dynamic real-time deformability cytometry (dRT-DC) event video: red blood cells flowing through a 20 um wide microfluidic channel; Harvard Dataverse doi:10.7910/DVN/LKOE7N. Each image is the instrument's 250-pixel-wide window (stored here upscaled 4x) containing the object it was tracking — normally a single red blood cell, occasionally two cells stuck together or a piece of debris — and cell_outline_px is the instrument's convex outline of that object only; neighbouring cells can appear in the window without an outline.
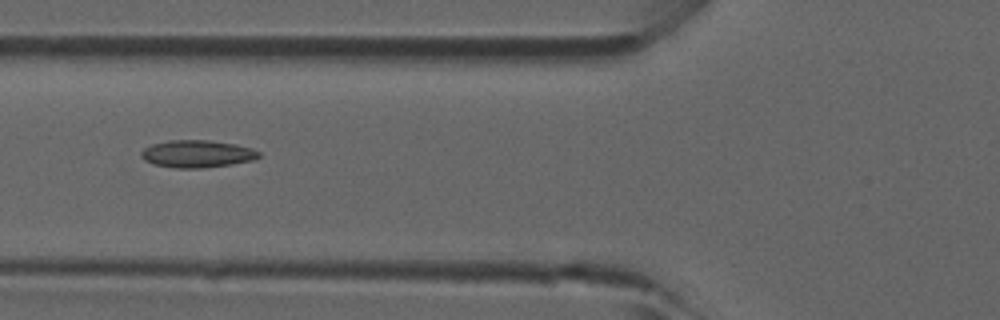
{"species": "common noctule bat (a hibernating species)", "species_latin": "Nyctalus noctula", "temperature_condition": "room temperature", "stored_images_in_passage": 4, "camera_frame_rate_fps": 3000, "um_per_image_px": 0.085, "animal": {"sex": "male", "forearm_length_mm": 52.5}, "frame": {"image": 1, "passage_image": 4, "time_ms": 1.0, "image_size_px": [1000, 320], "cell_outline_px": [[260, 156], [252, 160], [232, 164], [200, 168], [176, 168], [156, 164], [144, 160], [140, 156], [140, 152], [144, 148], [152, 144], [168, 140], [208, 140], [236, 144], [252, 148], [260, 152]], "centroid_in_image_um": [16.75, 13.07], "position_along_channel_um": 109.1, "area_um2": 18.73}}